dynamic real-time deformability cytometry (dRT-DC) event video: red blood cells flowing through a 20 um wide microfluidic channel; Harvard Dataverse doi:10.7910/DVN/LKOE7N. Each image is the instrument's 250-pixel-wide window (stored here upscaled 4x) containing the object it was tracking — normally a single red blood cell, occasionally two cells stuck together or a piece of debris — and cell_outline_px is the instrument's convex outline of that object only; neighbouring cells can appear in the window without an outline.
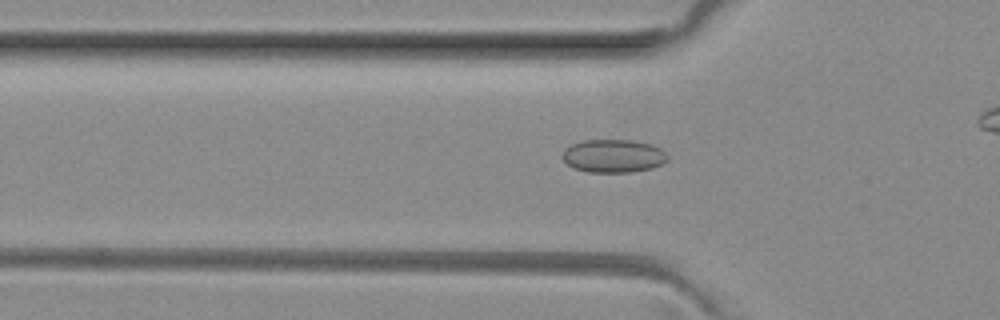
{"species": "common noctule bat (a hibernating species)", "species_latin": "Nyctalus noctula", "temperature_condition": "room temperature", "stored_images_in_passage": 40, "camera_frame_rate_fps": 3000, "um_per_image_px": 0.085, "animal": {"sex": "female", "body_mass_g": 29.2, "forearm_length_mm": 56.3}, "frame": {"image": 1, "passage_image": 15, "time_ms": 4.667, "image_size_px": [1000, 320], "cell_outline_px": [[668, 160], [664, 164], [652, 168], [632, 172], [588, 172], [572, 168], [560, 156], [564, 148], [572, 144], [584, 140], [632, 140], [652, 144], [660, 148], [668, 156]], "centroid_in_image_um": [52.13, 13.26], "position_along_channel_um": 73.7, "area_um2": 20.58}}
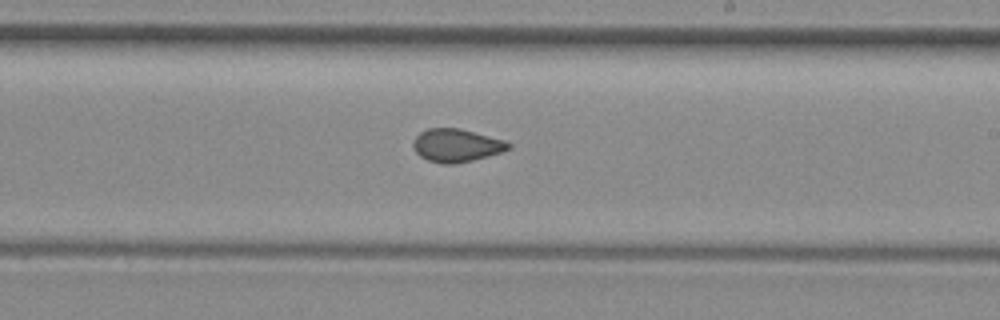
{"frame": {"image": 2, "passage_image": 28, "time_ms": 9.0, "image_size_px": [1000, 320], "cell_outline_px": [[512, 148], [504, 152], [456, 164], [440, 164], [428, 160], [420, 156], [416, 152], [412, 144], [412, 140], [420, 132], [428, 128], [460, 128], [504, 140], [512, 144]], "centroid_in_image_um": [38.81, 12.36], "position_along_channel_um": 250.2, "area_um2": 18.55}}
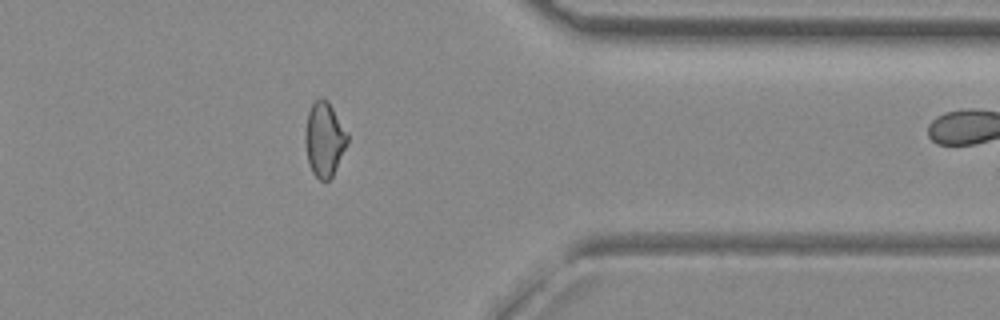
{"frame": {"image": 3, "passage_image": 39, "time_ms": 12.667, "image_size_px": [1000, 320], "cell_outline_px": [[348, 140], [332, 176], [328, 180], [320, 180], [312, 172], [308, 164], [304, 140], [304, 132], [308, 112], [312, 104], [320, 96], [328, 100], [348, 132]], "centroid_in_image_um": [27.55, 11.8], "position_along_channel_um": 383.9, "area_um2": 18.38}}